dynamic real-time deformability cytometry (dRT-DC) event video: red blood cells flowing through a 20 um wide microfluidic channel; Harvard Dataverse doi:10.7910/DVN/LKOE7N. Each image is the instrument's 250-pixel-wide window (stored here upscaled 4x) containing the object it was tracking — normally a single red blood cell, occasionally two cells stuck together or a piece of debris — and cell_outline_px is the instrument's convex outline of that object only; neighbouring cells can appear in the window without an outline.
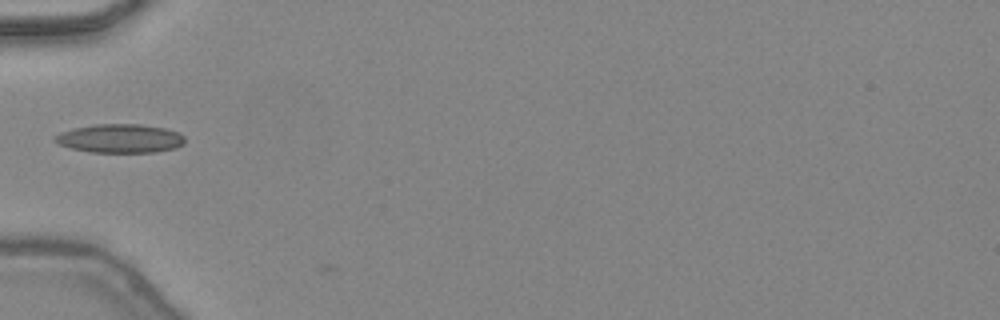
{"species": "common noctule bat (a hibernating species)", "species_latin": "Nyctalus noctula", "temperature_condition": "warm", "stored_images_in_passage": 2, "camera_frame_rate_fps": 3000, "um_per_image_px": 0.085, "animal": {"sex": "female", "body_mass_g": 24.6, "forearm_length_mm": 56.2}, "frame": {"image": 1, "passage_image": 1, "time_ms": 0.0, "image_size_px": [1000, 320], "cell_outline_px": [[184, 144], [176, 148], [156, 152], [88, 152], [56, 144], [52, 140], [60, 132], [72, 128], [96, 124], [140, 124], [164, 128], [180, 132], [184, 136]], "centroid_in_image_um": [10.2, 11.77], "position_along_channel_um": 74.8, "area_um2": 21.96}}